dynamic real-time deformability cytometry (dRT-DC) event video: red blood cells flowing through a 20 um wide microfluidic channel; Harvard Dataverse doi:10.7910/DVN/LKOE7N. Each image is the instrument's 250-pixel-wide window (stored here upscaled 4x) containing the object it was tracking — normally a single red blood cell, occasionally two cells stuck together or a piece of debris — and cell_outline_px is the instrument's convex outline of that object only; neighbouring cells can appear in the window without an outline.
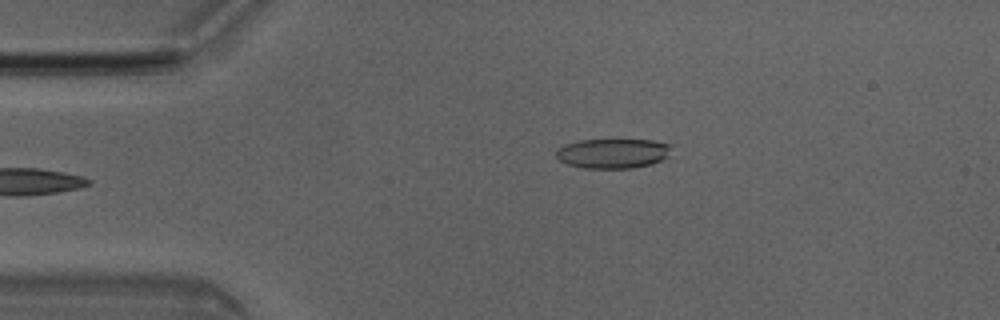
{"species": "Egyptian fruit bat (a non-hibernating species)", "species_latin": "Rousettus aegyptiacus", "temperature_condition": "room temperature", "stored_images_in_passage": 5, "camera_frame_rate_fps": 3000, "um_per_image_px": 0.085, "animal": {"sex": "male"}, "frame": {"image": 1, "passage_image": 5, "time_ms": 1.333, "image_size_px": [1000, 320], "cell_outline_px": [[672, 144], [668, 156], [652, 164], [632, 168], [584, 168], [568, 164], [560, 160], [556, 156], [556, 148], [564, 144], [580, 140], [652, 140]], "centroid_in_image_um": [52.09, 13.03], "position_along_channel_um": 32.9, "area_um2": 20.0}}